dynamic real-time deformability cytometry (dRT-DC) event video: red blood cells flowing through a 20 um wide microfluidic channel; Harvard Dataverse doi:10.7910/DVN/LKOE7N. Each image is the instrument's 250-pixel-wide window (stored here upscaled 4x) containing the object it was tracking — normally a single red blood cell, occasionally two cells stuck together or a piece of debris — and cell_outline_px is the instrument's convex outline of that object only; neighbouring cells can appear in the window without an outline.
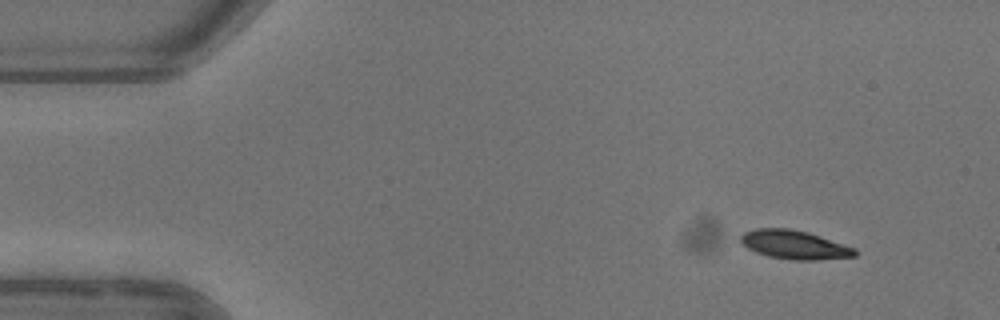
{"species": "common noctule bat (a hibernating species)", "species_latin": "Nyctalus noctula", "temperature_condition": "warm", "stored_images_in_passage": 4, "camera_frame_rate_fps": 3000, "um_per_image_px": 0.085, "animal": {"sex": "female"}, "frame": {"image": 1, "passage_image": 1, "time_ms": 0.0, "image_size_px": [1000, 320], "cell_outline_px": [[856, 256], [816, 260], [792, 260], [768, 256], [756, 252], [748, 248], [740, 240], [740, 236], [744, 232], [756, 228], [788, 228], [808, 232], [856, 248]], "centroid_in_image_um": [67.53, 20.8], "position_along_channel_um": 17.5, "area_um2": 19.07}}